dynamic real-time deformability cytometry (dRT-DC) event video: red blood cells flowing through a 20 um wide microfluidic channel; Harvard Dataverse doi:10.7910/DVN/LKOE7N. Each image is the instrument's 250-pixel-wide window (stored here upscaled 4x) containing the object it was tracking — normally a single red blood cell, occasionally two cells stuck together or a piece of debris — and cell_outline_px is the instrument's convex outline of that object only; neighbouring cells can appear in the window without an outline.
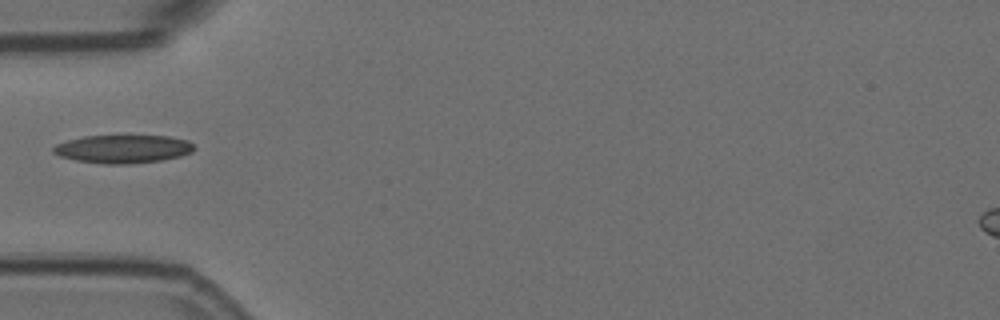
{"species": "Egyptian fruit bat (a non-hibernating species)", "species_latin": "Rousettus aegyptiacus", "temperature_condition": "room temperature", "stored_images_in_passage": 5, "camera_frame_rate_fps": 3000, "um_per_image_px": 0.085, "animal": {"sex": "female"}, "frame": {"image": 1, "passage_image": 5, "time_ms": 1.333, "image_size_px": [1000, 320], "cell_outline_px": [[196, 148], [192, 152], [180, 156], [160, 160], [128, 164], [104, 164], [76, 160], [60, 156], [52, 152], [52, 148], [56, 144], [68, 140], [84, 136], [168, 136], [188, 140]], "centroid_in_image_um": [10.45, 12.66], "position_along_channel_um": 74.5, "area_um2": 23.06}}